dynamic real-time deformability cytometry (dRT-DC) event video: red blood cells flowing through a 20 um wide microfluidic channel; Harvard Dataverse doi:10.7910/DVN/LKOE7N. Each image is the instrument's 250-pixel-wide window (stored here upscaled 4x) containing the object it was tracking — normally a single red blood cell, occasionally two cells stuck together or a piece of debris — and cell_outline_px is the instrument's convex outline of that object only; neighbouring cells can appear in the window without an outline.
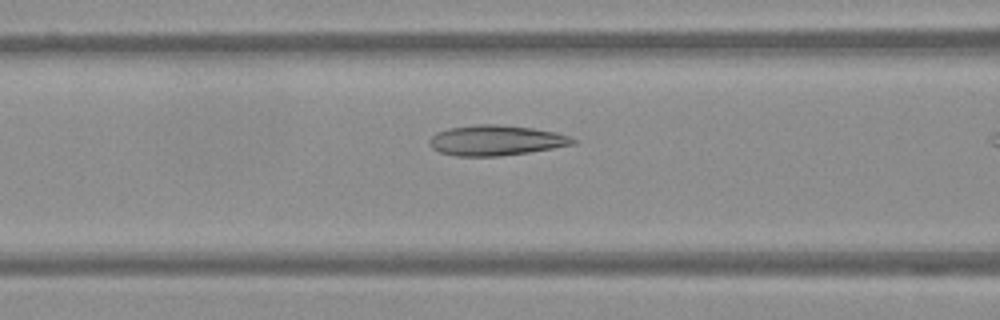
{"species": "Egyptian fruit bat (a non-hibernating species)", "species_latin": "Rousettus aegyptiacus", "temperature_condition": "warm", "stored_images_in_passage": 18, "camera_frame_rate_fps": 3000, "um_per_image_px": 0.085, "frame": {"image": 1, "passage_image": 16, "time_ms": 5.0, "image_size_px": [1000, 320], "cell_outline_px": [[576, 144], [528, 152], [500, 156], [456, 156], [440, 152], [432, 148], [428, 144], [428, 140], [436, 132], [448, 128], [480, 124], [496, 124], [532, 128], [556, 132], [568, 136], [576, 140]], "centroid_in_image_um": [42.12, 11.93], "position_along_channel_um": 124.5, "area_um2": 25.26}}